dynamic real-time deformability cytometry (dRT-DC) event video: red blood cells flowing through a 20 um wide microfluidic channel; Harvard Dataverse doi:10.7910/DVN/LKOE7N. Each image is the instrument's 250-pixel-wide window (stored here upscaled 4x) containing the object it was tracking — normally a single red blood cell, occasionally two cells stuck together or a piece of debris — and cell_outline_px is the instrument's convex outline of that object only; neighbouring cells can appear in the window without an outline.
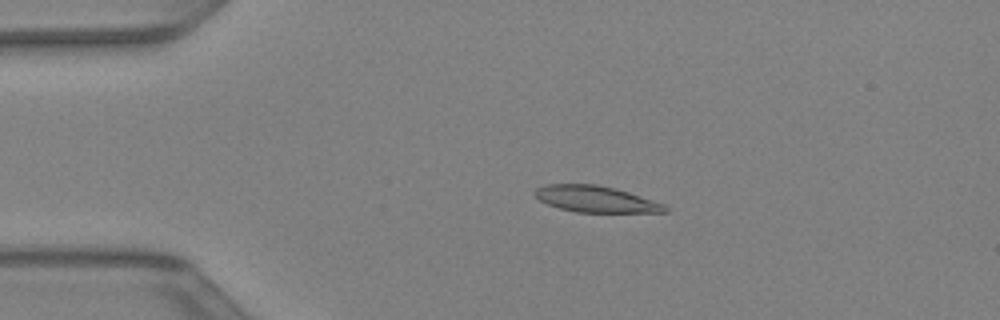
{"species": "Egyptian fruit bat (a non-hibernating species)", "species_latin": "Rousettus aegyptiacus", "temperature_condition": "warm", "stored_images_in_passage": 43, "camera_frame_rate_fps": 3000, "um_per_image_px": 0.085, "animal": {"sex": "female"}, "frame": {"image": 1, "passage_image": 9, "time_ms": 2.667, "image_size_px": [1000, 320], "cell_outline_px": [[668, 212], [576, 212], [560, 208], [548, 204], [540, 200], [532, 192], [536, 188], [544, 184], [596, 184], [616, 188], [664, 204], [668, 208]], "centroid_in_image_um": [50.61, 16.91], "position_along_channel_um": 34.4, "area_um2": 19.88}}
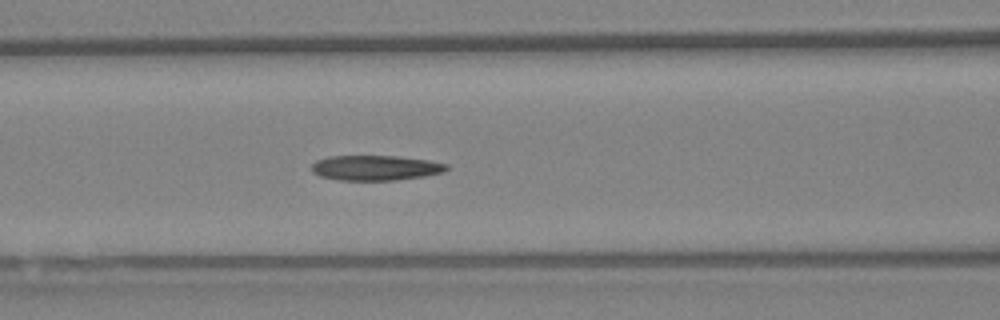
{"frame": {"image": 2, "passage_image": 18, "time_ms": 5.667, "image_size_px": [1000, 320], "cell_outline_px": [[448, 168], [444, 172], [424, 176], [396, 180], [340, 180], [320, 176], [312, 172], [312, 164], [316, 160], [328, 156], [396, 156], [428, 160], [448, 164]], "centroid_in_image_um": [31.91, 14.26], "position_along_channel_um": 134.7, "area_um2": 19.71}}
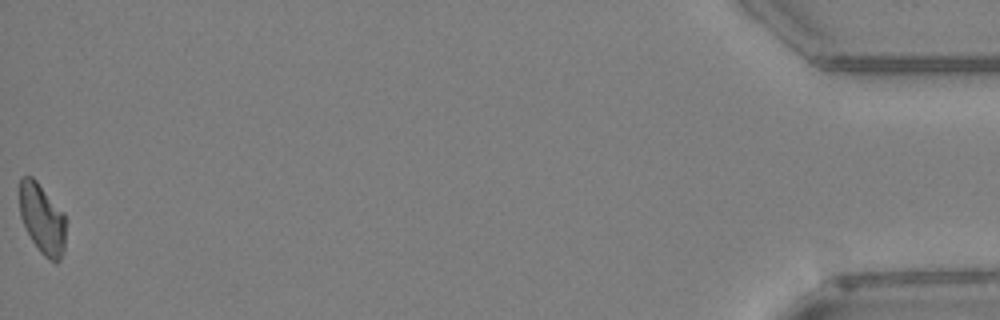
{"frame": {"image": 3, "passage_image": 43, "time_ms": 14.0, "image_size_px": [1000, 320], "cell_outline_px": [[68, 220], [64, 252], [60, 260], [56, 264], [48, 260], [40, 252], [32, 240], [20, 216], [20, 176], [32, 176], [36, 180], [64, 212]], "centroid_in_image_um": [3.65, 18.64], "position_along_channel_um": 431.6, "area_um2": 19.42}}